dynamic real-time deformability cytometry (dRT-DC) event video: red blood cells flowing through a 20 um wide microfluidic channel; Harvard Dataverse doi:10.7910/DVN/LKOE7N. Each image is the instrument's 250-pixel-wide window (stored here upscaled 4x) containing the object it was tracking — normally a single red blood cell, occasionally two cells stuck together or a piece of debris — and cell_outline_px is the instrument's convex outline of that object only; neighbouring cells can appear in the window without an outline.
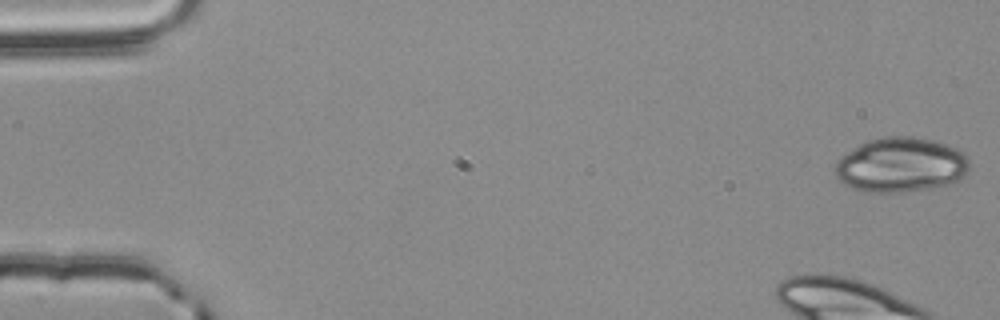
{"species": "common noctule bat (a hibernating species)", "species_latin": "Nyctalus noctula", "temperature_condition": "room temperature", "stored_images_in_passage": 54, "camera_frame_rate_fps": 3000, "um_per_image_px": 0.085, "animal": {"sex": "male", "body_mass_g": 20.4}, "frame": {"image": 1, "passage_image": 1, "time_ms": 0.0, "image_size_px": [1000, 320], "cell_outline_px": [[968, 172], [964, 176], [956, 180], [944, 184], [904, 192], [868, 192], [844, 184], [836, 176], [836, 164], [848, 152], [860, 144], [868, 140], [884, 136], [912, 136], [932, 140], [956, 148], [964, 152], [968, 156]], "centroid_in_image_um": [76.59, 14.0], "position_along_channel_um": 8.4, "area_um2": 42.14}}